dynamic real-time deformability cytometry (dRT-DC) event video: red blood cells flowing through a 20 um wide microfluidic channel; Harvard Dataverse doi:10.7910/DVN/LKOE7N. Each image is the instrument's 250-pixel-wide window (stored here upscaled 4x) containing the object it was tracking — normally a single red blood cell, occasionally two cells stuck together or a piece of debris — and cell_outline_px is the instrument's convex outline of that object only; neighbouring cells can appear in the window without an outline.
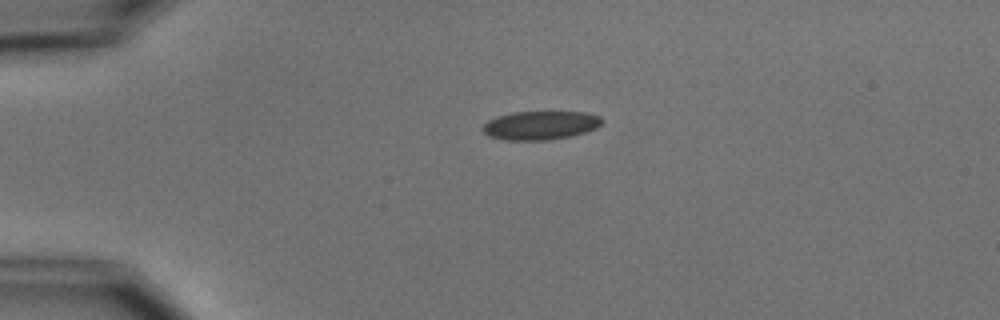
{"species": "common noctule bat (a hibernating species)", "species_latin": "Nyctalus noctula", "temperature_condition": "cold", "stored_images_in_passage": 2, "camera_frame_rate_fps": 3000, "um_per_image_px": 0.085, "animal": {"sex": "male", "body_mass_g": 15.6}, "frame": {"image": 1, "passage_image": 1, "time_ms": 0.0, "image_size_px": [1000, 320], "cell_outline_px": [[604, 120], [596, 128], [572, 136], [548, 140], [504, 140], [488, 136], [484, 132], [484, 124], [488, 120], [496, 116], [512, 112], [584, 112], [600, 116]], "centroid_in_image_um": [45.93, 10.65], "position_along_channel_um": 39.1, "area_um2": 19.94}}